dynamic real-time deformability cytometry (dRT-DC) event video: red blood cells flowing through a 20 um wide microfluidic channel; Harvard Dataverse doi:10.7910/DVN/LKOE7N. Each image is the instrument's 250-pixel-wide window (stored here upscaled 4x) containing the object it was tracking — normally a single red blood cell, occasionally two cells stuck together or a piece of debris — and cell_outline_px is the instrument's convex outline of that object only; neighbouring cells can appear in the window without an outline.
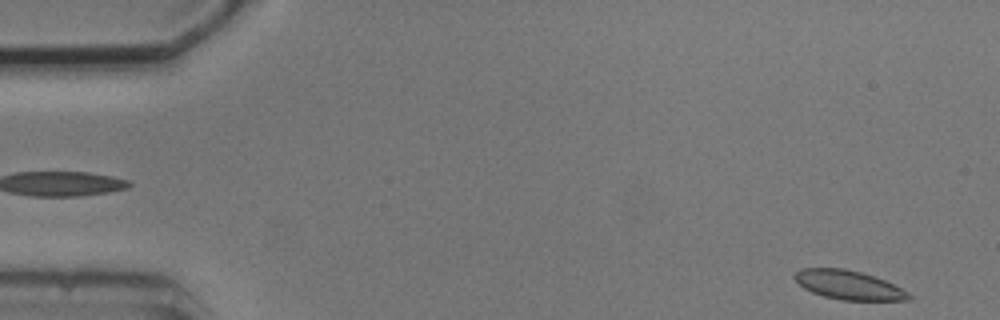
{"species": "common noctule bat (a hibernating species)", "species_latin": "Nyctalus noctula", "temperature_condition": "cold", "stored_images_in_passage": 5, "segment_of_instrument_passage": [2, 2], "camera_frame_rate_fps": 3000, "um_per_image_px": 0.085, "animal": {"sex": "male", "body_mass_g": 20.5, "forearm_length_mm": 52.5}, "frame": {"image": 1, "passage_image": 5, "time_ms": 5.333, "image_size_px": [1000, 320], "cell_outline_px": [[912, 300], [840, 300], [824, 296], [812, 292], [804, 288], [792, 276], [800, 268], [844, 268], [860, 272], [884, 280], [908, 292], [912, 296]], "centroid_in_image_um": [72.11, 24.22], "position_along_channel_um": 12.9, "area_um2": 19.13}}